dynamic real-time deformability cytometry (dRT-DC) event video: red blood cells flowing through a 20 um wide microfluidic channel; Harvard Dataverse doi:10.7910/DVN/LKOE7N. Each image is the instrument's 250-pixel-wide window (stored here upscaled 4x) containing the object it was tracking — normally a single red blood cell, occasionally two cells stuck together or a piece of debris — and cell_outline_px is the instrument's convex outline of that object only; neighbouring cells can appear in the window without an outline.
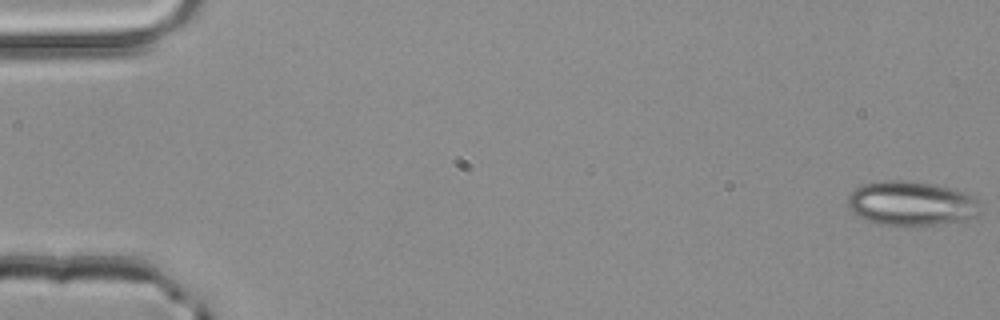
{"species": "common noctule bat (a hibernating species)", "species_latin": "Nyctalus noctula", "temperature_condition": "room temperature", "stored_images_in_passage": 53, "camera_frame_rate_fps": 3000, "um_per_image_px": 0.085, "animal": {"sex": "male", "body_mass_g": 20.4}, "frame": {"image": 1, "passage_image": 1, "time_ms": 0.0, "image_size_px": [1000, 320], "cell_outline_px": [[984, 200], [980, 212], [976, 216], [968, 220], [908, 228], [880, 224], [868, 220], [852, 212], [848, 208], [848, 196], [856, 188], [864, 184], [884, 180], [908, 180], [936, 184], [968, 192]], "centroid_in_image_um": [77.57, 17.31], "position_along_channel_um": 7.4, "area_um2": 35.55}}
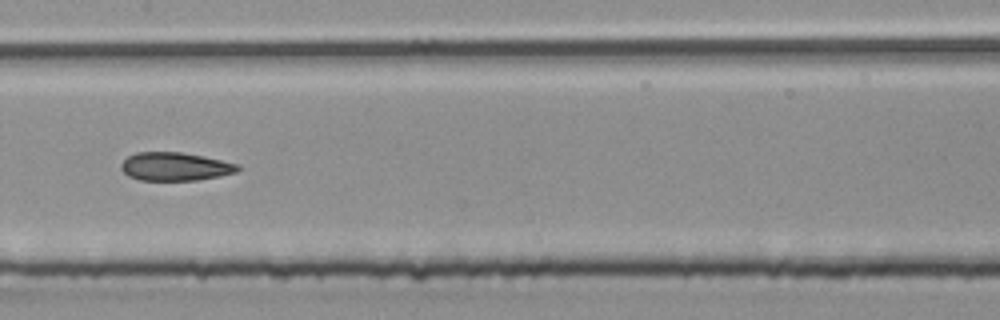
{"frame": {"image": 2, "passage_image": 27, "time_ms": 8.667, "image_size_px": [1000, 320], "cell_outline_px": [[240, 168], [236, 172], [220, 176], [200, 180], [140, 180], [128, 176], [120, 168], [120, 164], [128, 156], [136, 152], [180, 152], [204, 156], [240, 164]], "centroid_in_image_um": [14.89, 14.15], "position_along_channel_um": 192.5, "area_um2": 19.36}}
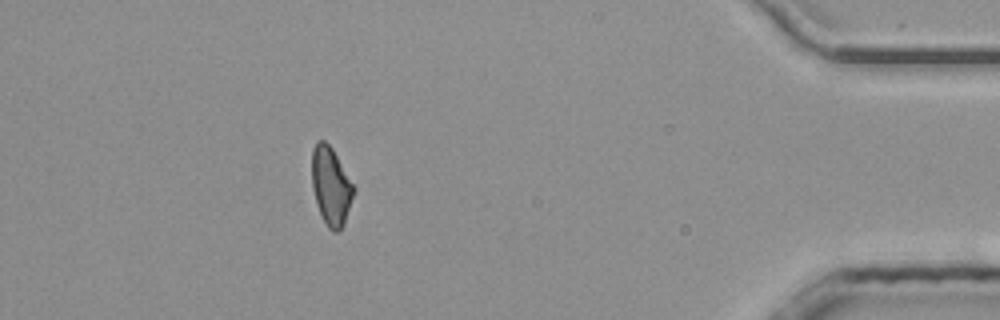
{"frame": {"image": 3, "passage_image": 47, "time_ms": 15.333, "image_size_px": [1000, 320], "cell_outline_px": [[356, 188], [344, 224], [336, 232], [332, 232], [328, 228], [316, 204], [312, 188], [312, 148], [316, 140], [324, 140], [332, 148]], "centroid_in_image_um": [28.12, 15.8], "position_along_channel_um": 407.1, "area_um2": 19.07}, "authors_computed_cell_mechanics": {"area_um2": 19.7676, "velocity_mm_per_s": 4.0319, "shape_relaxation_time_tau1_ms": null, "shape_relaxation_time_tau2_ms": 3.216, "deformation_change_tau1": null, "deformation_change_tau2": 0.1053}}